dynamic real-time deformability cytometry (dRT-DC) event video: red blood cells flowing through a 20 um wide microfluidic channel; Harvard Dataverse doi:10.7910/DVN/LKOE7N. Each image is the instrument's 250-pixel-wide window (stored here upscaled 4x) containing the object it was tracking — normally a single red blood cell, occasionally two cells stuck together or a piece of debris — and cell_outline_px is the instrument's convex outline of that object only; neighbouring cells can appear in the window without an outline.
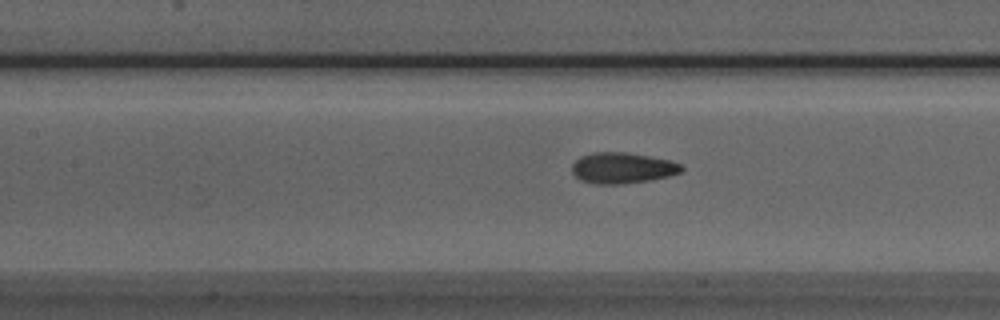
{"species": "Egyptian fruit bat (a non-hibernating species)", "species_latin": "Rousettus aegyptiacus", "temperature_condition": "room temperature", "stored_images_in_passage": 38, "camera_frame_rate_fps": 3000, "um_per_image_px": 0.085, "animal": {"sex": "male"}, "frame": {"image": 1, "passage_image": 9, "time_ms": 2.667, "image_size_px": [1000, 320], "cell_outline_px": [[684, 168], [680, 172], [668, 176], [648, 180], [620, 184], [596, 184], [580, 180], [572, 172], [572, 164], [580, 156], [592, 152], [624, 152], [672, 160], [680, 164]], "centroid_in_image_um": [52.88, 14.27], "position_along_channel_um": 154.5, "area_um2": 19.65}}
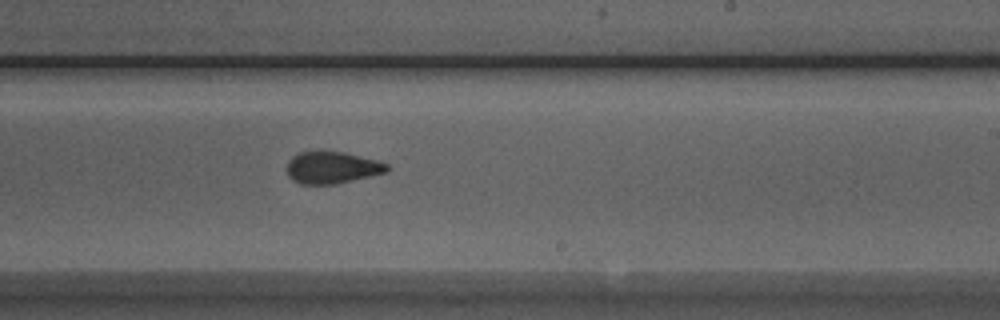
{"frame": {"image": 2, "passage_image": 17, "time_ms": 5.333, "image_size_px": [1000, 320], "cell_outline_px": [[392, 168], [388, 172], [336, 184], [300, 184], [292, 180], [288, 176], [288, 160], [292, 156], [300, 152], [320, 148], [344, 152], [376, 160], [388, 164]], "centroid_in_image_um": [28.22, 14.21], "position_along_channel_um": 260.8, "area_um2": 19.25}}
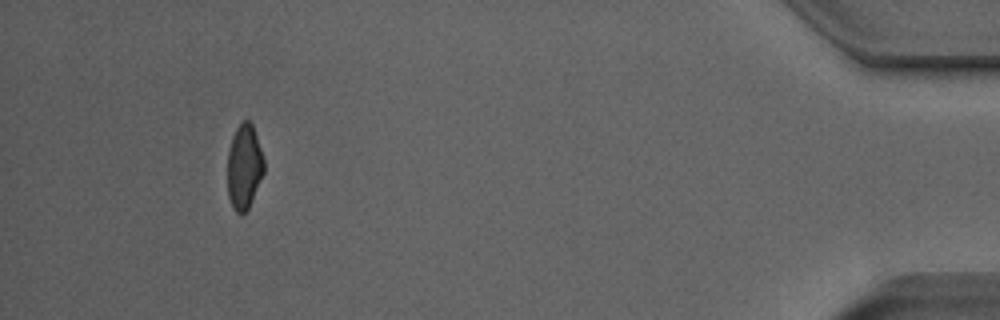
{"frame": {"image": 3, "passage_image": 34, "time_ms": 11.0, "image_size_px": [1000, 320], "cell_outline_px": [[264, 172], [248, 208], [240, 216], [232, 208], [228, 196], [228, 152], [232, 136], [236, 128], [244, 120], [248, 120], [252, 124], [264, 160]], "centroid_in_image_um": [20.74, 14.19], "position_along_channel_um": 414.5, "area_um2": 17.86}, "authors_computed_cell_mechanics": {"area_um2": 19.363, "velocity_mm_per_s": 4.0044, "shape_relaxation_time_tau1_ms": 5.2123, "shape_relaxation_time_tau2_ms": 1.6508, "deformation_change_tau1": 0.1419, "deformation_change_tau2": 0.0768}}